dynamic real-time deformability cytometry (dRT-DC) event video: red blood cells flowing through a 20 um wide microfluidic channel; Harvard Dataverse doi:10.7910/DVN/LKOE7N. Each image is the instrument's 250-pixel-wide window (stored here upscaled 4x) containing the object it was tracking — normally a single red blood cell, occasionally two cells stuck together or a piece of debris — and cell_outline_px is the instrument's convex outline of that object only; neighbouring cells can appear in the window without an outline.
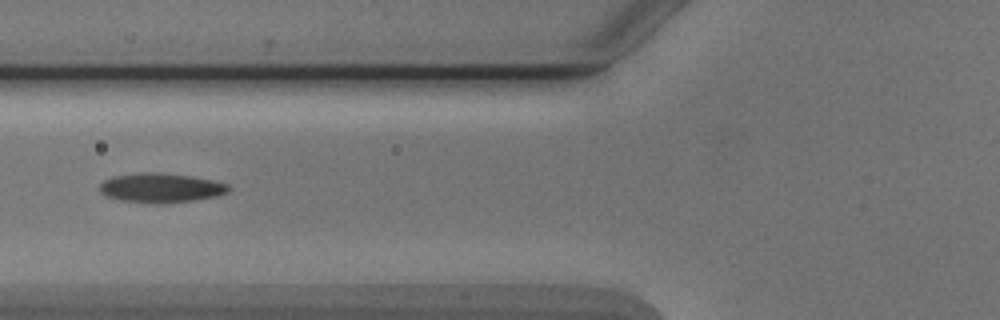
{"species": "Egyptian fruit bat (a non-hibernating species)", "species_latin": "Rousettus aegyptiacus", "temperature_condition": "cold", "stored_images_in_passage": 6, "camera_frame_rate_fps": 3000, "um_per_image_px": 0.085, "animal": {"sex": "male"}, "frame": {"image": 1, "passage_image": 5, "time_ms": 4.667, "image_size_px": [1000, 320], "cell_outline_px": [[232, 188], [228, 192], [216, 196], [192, 200], [156, 204], [120, 200], [104, 196], [100, 192], [100, 184], [104, 180], [112, 176], [136, 172], [160, 172], [192, 176], [212, 180], [228, 184]], "centroid_in_image_um": [13.64, 15.95], "position_along_channel_um": 112.2, "area_um2": 22.31}}
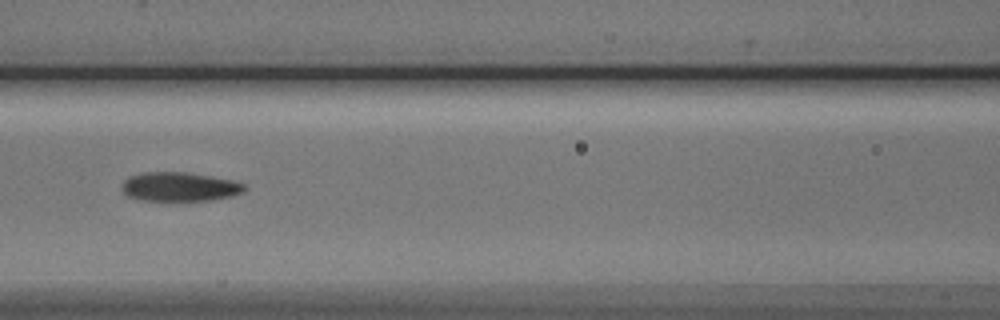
{"frame": {"image": 2, "passage_image": 6, "time_ms": 5.667, "image_size_px": [1000, 320], "cell_outline_px": [[248, 188], [244, 192], [232, 196], [208, 200], [136, 200], [128, 196], [124, 192], [120, 184], [124, 180], [132, 176], [144, 172], [188, 172], [212, 176], [232, 180], [244, 184]], "centroid_in_image_um": [15.27, 15.87], "position_along_channel_um": 151.3, "area_um2": 20.81}}